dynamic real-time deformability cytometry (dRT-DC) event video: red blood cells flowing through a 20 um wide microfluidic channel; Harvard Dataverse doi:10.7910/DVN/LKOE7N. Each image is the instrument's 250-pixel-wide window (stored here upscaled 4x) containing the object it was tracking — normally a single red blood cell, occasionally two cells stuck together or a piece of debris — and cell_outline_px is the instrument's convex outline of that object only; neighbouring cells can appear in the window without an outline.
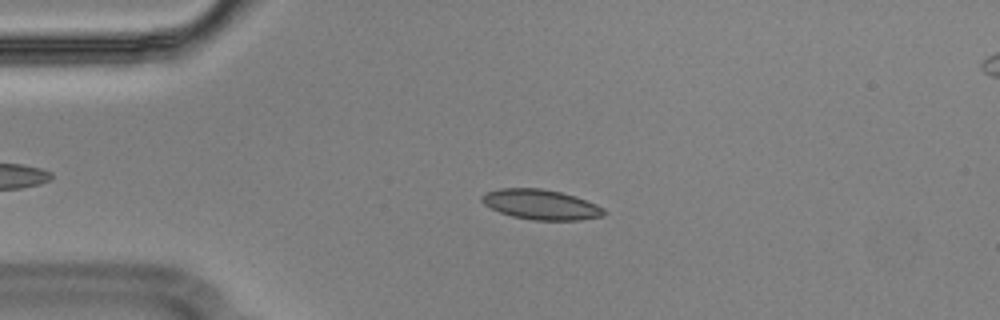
{"species": "Egyptian fruit bat (a non-hibernating species)", "species_latin": "Rousettus aegyptiacus", "temperature_condition": "cold", "stored_images_in_passage": 49, "camera_frame_rate_fps": 3000, "um_per_image_px": 0.085, "animal": {"sex": "male"}, "frame": {"image": 1, "passage_image": 12, "time_ms": 3.667, "image_size_px": [1000, 320], "cell_outline_px": [[604, 216], [580, 220], [532, 220], [512, 216], [500, 212], [484, 204], [480, 200], [480, 196], [488, 192], [500, 188], [540, 188], [560, 192], [576, 196], [596, 204], [604, 208]], "centroid_in_image_um": [45.98, 17.38], "position_along_channel_um": 39.0, "area_um2": 21.33}}
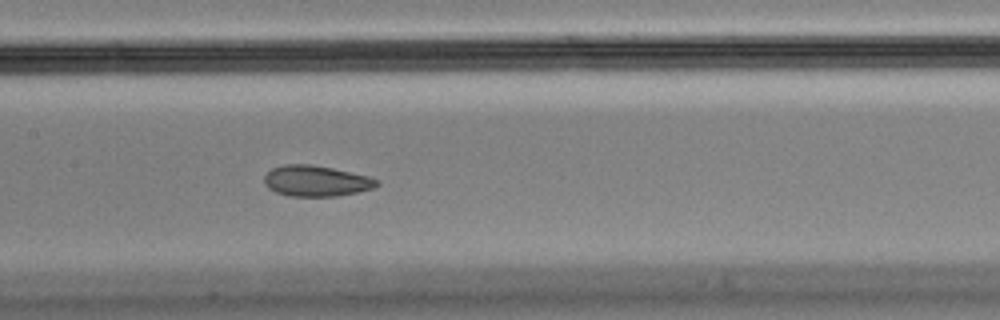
{"frame": {"image": 2, "passage_image": 26, "time_ms": 8.333, "image_size_px": [1000, 320], "cell_outline_px": [[380, 184], [372, 188], [340, 196], [288, 196], [276, 192], [268, 188], [264, 184], [264, 176], [272, 168], [284, 164], [312, 164], [332, 168], [368, 176], [380, 180]], "centroid_in_image_um": [26.86, 15.38], "position_along_channel_um": 180.5, "area_um2": 20.29}}
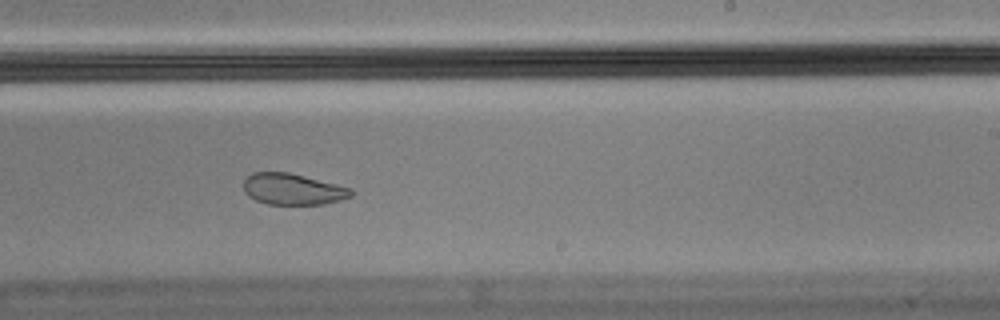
{"frame": {"image": 3, "passage_image": 33, "time_ms": 10.667, "image_size_px": [1000, 320], "cell_outline_px": [[352, 196], [340, 200], [324, 204], [268, 204], [256, 200], [248, 196], [244, 192], [244, 180], [252, 172], [288, 172], [352, 188]], "centroid_in_image_um": [24.87, 16.08], "position_along_channel_um": 264.1, "area_um2": 19.48}, "authors_computed_cell_mechanics": {"area_um2": 21.0392, "velocity_mm_per_s": 3.601, "shape_relaxation_time_tau1_ms": null, "shape_relaxation_time_tau2_ms": 0.9522, "deformation_change_tau1": null, "deformation_change_tau2": 0.0427}}